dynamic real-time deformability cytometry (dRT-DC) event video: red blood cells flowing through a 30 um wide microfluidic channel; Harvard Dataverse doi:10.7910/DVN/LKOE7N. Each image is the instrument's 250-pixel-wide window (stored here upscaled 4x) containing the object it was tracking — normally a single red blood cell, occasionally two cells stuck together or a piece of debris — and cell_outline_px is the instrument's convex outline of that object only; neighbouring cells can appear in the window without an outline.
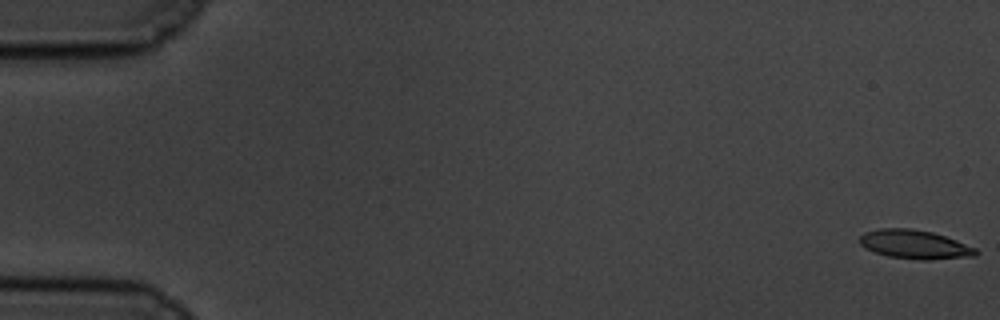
{"species": "common noctule bat (a hibernating species)", "species_latin": "Nyctalus noctula", "temperature_condition": "cold", "stored_images_in_passage": 15, "camera_frame_rate_fps": 3000, "um_per_image_px": 0.085, "animal": {"sex": "male", "body_mass_g": 19.5, "forearm_length_mm": 54.6}, "frame": {"image": 1, "passage_image": 1, "time_ms": 0.0, "image_size_px": [1000, 320], "cell_outline_px": [[980, 252], [976, 256], [928, 260], [920, 260], [888, 256], [864, 248], [860, 244], [860, 236], [864, 232], [880, 228], [912, 228], [932, 232], [956, 240], [976, 248]], "centroid_in_image_um": [77.76, 20.78], "position_along_channel_um": 7.2, "area_um2": 19.59}}